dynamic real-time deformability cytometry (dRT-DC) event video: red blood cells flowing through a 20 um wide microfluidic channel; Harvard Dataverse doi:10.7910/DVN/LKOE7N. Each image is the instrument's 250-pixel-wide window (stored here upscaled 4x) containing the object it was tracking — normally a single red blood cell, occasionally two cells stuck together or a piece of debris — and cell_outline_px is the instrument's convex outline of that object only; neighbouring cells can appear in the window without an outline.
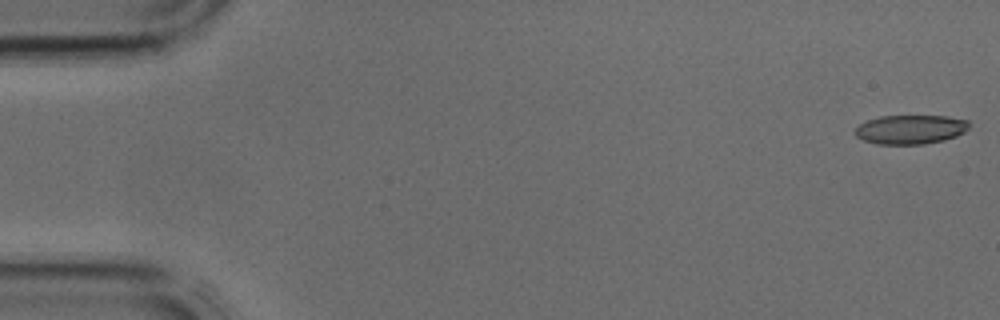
{"species": "common noctule bat (a hibernating species)", "species_latin": "Nyctalus noctula", "temperature_condition": "cold", "stored_images_in_passage": 42, "camera_frame_rate_fps": 3000, "um_per_image_px": 0.085, "animal": {"sex": "male", "body_mass_g": 17.9, "forearm_length_mm": 54.2}, "frame": {"image": 1, "passage_image": 1, "time_ms": 0.0, "image_size_px": [1000, 320], "cell_outline_px": [[968, 128], [964, 132], [956, 136], [944, 140], [924, 144], [876, 144], [864, 140], [856, 136], [856, 128], [860, 124], [868, 120], [880, 116], [948, 116], [968, 120]], "centroid_in_image_um": [77.4, 11.0], "position_along_channel_um": 7.6, "area_um2": 19.25}}
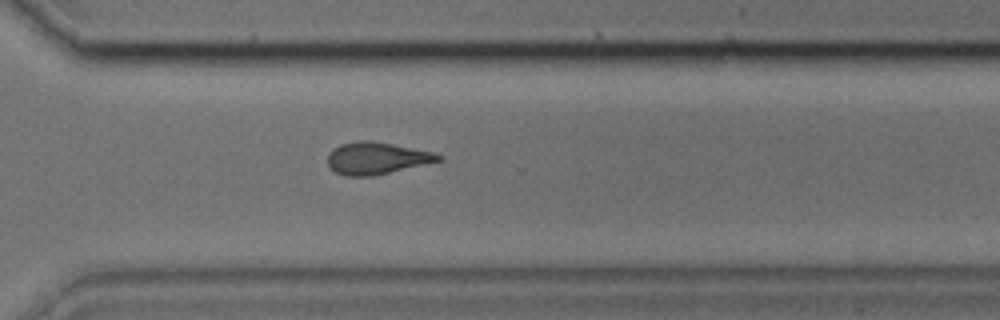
{"frame": {"image": 2, "passage_image": 30, "time_ms": 9.667, "image_size_px": [1000, 320], "cell_outline_px": [[444, 160], [428, 164], [372, 176], [344, 176], [336, 172], [328, 164], [328, 152], [340, 144], [360, 140], [368, 140], [432, 152], [444, 156]], "centroid_in_image_um": [32.02, 13.46], "position_along_channel_um": 338.6, "area_um2": 20.58}}
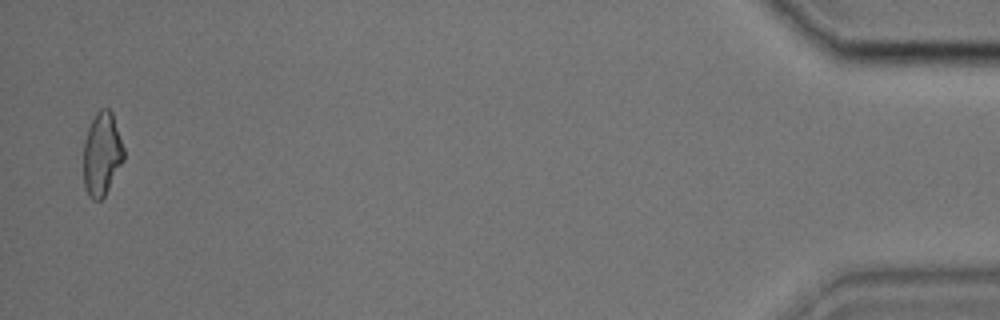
{"frame": {"image": 3, "passage_image": 41, "time_ms": 13.333, "image_size_px": [1000, 320], "cell_outline_px": [[124, 160], [104, 196], [100, 200], [92, 200], [88, 196], [84, 188], [84, 144], [88, 128], [96, 112], [100, 108], [108, 108], [112, 112], [124, 148]], "centroid_in_image_um": [8.66, 13.1], "position_along_channel_um": 426.5, "area_um2": 19.54}}